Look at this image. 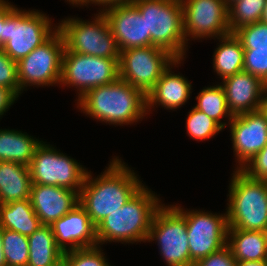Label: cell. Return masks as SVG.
<instances>
[{
  "label": "cell",
  "instance_id": "f546056e",
  "mask_svg": "<svg viewBox=\"0 0 267 266\" xmlns=\"http://www.w3.org/2000/svg\"><path fill=\"white\" fill-rule=\"evenodd\" d=\"M3 252L7 266H27L29 241L27 236L3 229Z\"/></svg>",
  "mask_w": 267,
  "mask_h": 266
},
{
  "label": "cell",
  "instance_id": "ee69618b",
  "mask_svg": "<svg viewBox=\"0 0 267 266\" xmlns=\"http://www.w3.org/2000/svg\"><path fill=\"white\" fill-rule=\"evenodd\" d=\"M260 21L267 24V1H266L265 6H264L262 18Z\"/></svg>",
  "mask_w": 267,
  "mask_h": 266
},
{
  "label": "cell",
  "instance_id": "e575fe53",
  "mask_svg": "<svg viewBox=\"0 0 267 266\" xmlns=\"http://www.w3.org/2000/svg\"><path fill=\"white\" fill-rule=\"evenodd\" d=\"M240 170L252 179L267 181V143Z\"/></svg>",
  "mask_w": 267,
  "mask_h": 266
},
{
  "label": "cell",
  "instance_id": "6da1fadb",
  "mask_svg": "<svg viewBox=\"0 0 267 266\" xmlns=\"http://www.w3.org/2000/svg\"><path fill=\"white\" fill-rule=\"evenodd\" d=\"M119 156H112L108 167L97 177L89 170L79 193V204L95 226L107 215L123 207L145 184L137 172Z\"/></svg>",
  "mask_w": 267,
  "mask_h": 266
},
{
  "label": "cell",
  "instance_id": "5bb4252c",
  "mask_svg": "<svg viewBox=\"0 0 267 266\" xmlns=\"http://www.w3.org/2000/svg\"><path fill=\"white\" fill-rule=\"evenodd\" d=\"M183 32L190 39L216 40L230 34L225 0H181Z\"/></svg>",
  "mask_w": 267,
  "mask_h": 266
},
{
  "label": "cell",
  "instance_id": "bcb514c9",
  "mask_svg": "<svg viewBox=\"0 0 267 266\" xmlns=\"http://www.w3.org/2000/svg\"><path fill=\"white\" fill-rule=\"evenodd\" d=\"M237 0H225L226 5L229 7L232 3H234Z\"/></svg>",
  "mask_w": 267,
  "mask_h": 266
},
{
  "label": "cell",
  "instance_id": "ab89813d",
  "mask_svg": "<svg viewBox=\"0 0 267 266\" xmlns=\"http://www.w3.org/2000/svg\"><path fill=\"white\" fill-rule=\"evenodd\" d=\"M236 266H267V260L241 261V262H236Z\"/></svg>",
  "mask_w": 267,
  "mask_h": 266
},
{
  "label": "cell",
  "instance_id": "f1b7e54d",
  "mask_svg": "<svg viewBox=\"0 0 267 266\" xmlns=\"http://www.w3.org/2000/svg\"><path fill=\"white\" fill-rule=\"evenodd\" d=\"M186 133L195 141H208L224 129L204 112L193 107L187 114Z\"/></svg>",
  "mask_w": 267,
  "mask_h": 266
},
{
  "label": "cell",
  "instance_id": "9c48e42d",
  "mask_svg": "<svg viewBox=\"0 0 267 266\" xmlns=\"http://www.w3.org/2000/svg\"><path fill=\"white\" fill-rule=\"evenodd\" d=\"M64 37L57 29L44 43L17 62L20 90L60 85Z\"/></svg>",
  "mask_w": 267,
  "mask_h": 266
},
{
  "label": "cell",
  "instance_id": "4fadbf2b",
  "mask_svg": "<svg viewBox=\"0 0 267 266\" xmlns=\"http://www.w3.org/2000/svg\"><path fill=\"white\" fill-rule=\"evenodd\" d=\"M175 60L168 51L156 46L123 50L119 57V78L147 95Z\"/></svg>",
  "mask_w": 267,
  "mask_h": 266
},
{
  "label": "cell",
  "instance_id": "f35d334b",
  "mask_svg": "<svg viewBox=\"0 0 267 266\" xmlns=\"http://www.w3.org/2000/svg\"><path fill=\"white\" fill-rule=\"evenodd\" d=\"M131 1L132 0H86V7H90L91 5H97L98 7H100L99 10L101 11L103 8L108 7L110 5L128 3Z\"/></svg>",
  "mask_w": 267,
  "mask_h": 266
},
{
  "label": "cell",
  "instance_id": "5b68a950",
  "mask_svg": "<svg viewBox=\"0 0 267 266\" xmlns=\"http://www.w3.org/2000/svg\"><path fill=\"white\" fill-rule=\"evenodd\" d=\"M145 18L146 35L151 46L168 51L176 59H185L188 45L183 32L181 0H132Z\"/></svg>",
  "mask_w": 267,
  "mask_h": 266
},
{
  "label": "cell",
  "instance_id": "83f0119b",
  "mask_svg": "<svg viewBox=\"0 0 267 266\" xmlns=\"http://www.w3.org/2000/svg\"><path fill=\"white\" fill-rule=\"evenodd\" d=\"M267 0H237L228 7L230 33L239 28L259 22Z\"/></svg>",
  "mask_w": 267,
  "mask_h": 266
},
{
  "label": "cell",
  "instance_id": "ac0fdd59",
  "mask_svg": "<svg viewBox=\"0 0 267 266\" xmlns=\"http://www.w3.org/2000/svg\"><path fill=\"white\" fill-rule=\"evenodd\" d=\"M185 59H176L163 72L160 79L156 82L153 89L146 95L147 114H152L155 107H163L165 110L177 111L187 103L192 94V82L181 75L180 72L174 73L172 69L183 64ZM152 110V111H151ZM151 111V112H150Z\"/></svg>",
  "mask_w": 267,
  "mask_h": 266
},
{
  "label": "cell",
  "instance_id": "8d00e7d4",
  "mask_svg": "<svg viewBox=\"0 0 267 266\" xmlns=\"http://www.w3.org/2000/svg\"><path fill=\"white\" fill-rule=\"evenodd\" d=\"M20 96L7 87L0 86V119L10 110V107L16 103Z\"/></svg>",
  "mask_w": 267,
  "mask_h": 266
},
{
  "label": "cell",
  "instance_id": "4dcf8cb0",
  "mask_svg": "<svg viewBox=\"0 0 267 266\" xmlns=\"http://www.w3.org/2000/svg\"><path fill=\"white\" fill-rule=\"evenodd\" d=\"M101 246L82 248L63 253L67 266H113L105 256Z\"/></svg>",
  "mask_w": 267,
  "mask_h": 266
},
{
  "label": "cell",
  "instance_id": "1f68e13d",
  "mask_svg": "<svg viewBox=\"0 0 267 266\" xmlns=\"http://www.w3.org/2000/svg\"><path fill=\"white\" fill-rule=\"evenodd\" d=\"M244 49H267V24L261 21L243 26L234 32Z\"/></svg>",
  "mask_w": 267,
  "mask_h": 266
},
{
  "label": "cell",
  "instance_id": "ffe728a7",
  "mask_svg": "<svg viewBox=\"0 0 267 266\" xmlns=\"http://www.w3.org/2000/svg\"><path fill=\"white\" fill-rule=\"evenodd\" d=\"M30 201L40 223L50 226L79 204V193L59 186L32 184Z\"/></svg>",
  "mask_w": 267,
  "mask_h": 266
},
{
  "label": "cell",
  "instance_id": "d590c367",
  "mask_svg": "<svg viewBox=\"0 0 267 266\" xmlns=\"http://www.w3.org/2000/svg\"><path fill=\"white\" fill-rule=\"evenodd\" d=\"M236 260L226 245L221 250L198 260L194 266H236Z\"/></svg>",
  "mask_w": 267,
  "mask_h": 266
},
{
  "label": "cell",
  "instance_id": "44dd1931",
  "mask_svg": "<svg viewBox=\"0 0 267 266\" xmlns=\"http://www.w3.org/2000/svg\"><path fill=\"white\" fill-rule=\"evenodd\" d=\"M31 185L29 166L0 161V204L30 199Z\"/></svg>",
  "mask_w": 267,
  "mask_h": 266
},
{
  "label": "cell",
  "instance_id": "b9f144b4",
  "mask_svg": "<svg viewBox=\"0 0 267 266\" xmlns=\"http://www.w3.org/2000/svg\"><path fill=\"white\" fill-rule=\"evenodd\" d=\"M68 4H72L73 7H85L86 6V0H65Z\"/></svg>",
  "mask_w": 267,
  "mask_h": 266
},
{
  "label": "cell",
  "instance_id": "3957f363",
  "mask_svg": "<svg viewBox=\"0 0 267 266\" xmlns=\"http://www.w3.org/2000/svg\"><path fill=\"white\" fill-rule=\"evenodd\" d=\"M160 196L144 185L123 207L107 215L96 226L98 246L107 243H146Z\"/></svg>",
  "mask_w": 267,
  "mask_h": 266
},
{
  "label": "cell",
  "instance_id": "7dc6e473",
  "mask_svg": "<svg viewBox=\"0 0 267 266\" xmlns=\"http://www.w3.org/2000/svg\"><path fill=\"white\" fill-rule=\"evenodd\" d=\"M264 233H265V236H266V239H267V225H266V228L264 230Z\"/></svg>",
  "mask_w": 267,
  "mask_h": 266
},
{
  "label": "cell",
  "instance_id": "ba28073f",
  "mask_svg": "<svg viewBox=\"0 0 267 266\" xmlns=\"http://www.w3.org/2000/svg\"><path fill=\"white\" fill-rule=\"evenodd\" d=\"M87 169L46 141L36 148L29 165L32 184L59 186L78 193Z\"/></svg>",
  "mask_w": 267,
  "mask_h": 266
},
{
  "label": "cell",
  "instance_id": "484cf974",
  "mask_svg": "<svg viewBox=\"0 0 267 266\" xmlns=\"http://www.w3.org/2000/svg\"><path fill=\"white\" fill-rule=\"evenodd\" d=\"M29 258L27 266H54L63 257V251L57 246L51 226L42 225L27 237Z\"/></svg>",
  "mask_w": 267,
  "mask_h": 266
},
{
  "label": "cell",
  "instance_id": "7a4b0ae2",
  "mask_svg": "<svg viewBox=\"0 0 267 266\" xmlns=\"http://www.w3.org/2000/svg\"><path fill=\"white\" fill-rule=\"evenodd\" d=\"M76 107L87 117L115 127L148 118L146 95L121 78L90 89L76 101Z\"/></svg>",
  "mask_w": 267,
  "mask_h": 266
},
{
  "label": "cell",
  "instance_id": "d6986e66",
  "mask_svg": "<svg viewBox=\"0 0 267 266\" xmlns=\"http://www.w3.org/2000/svg\"><path fill=\"white\" fill-rule=\"evenodd\" d=\"M225 91L227 106L232 115L261 108L267 84L249 72L241 71L219 82Z\"/></svg>",
  "mask_w": 267,
  "mask_h": 266
},
{
  "label": "cell",
  "instance_id": "8fae6325",
  "mask_svg": "<svg viewBox=\"0 0 267 266\" xmlns=\"http://www.w3.org/2000/svg\"><path fill=\"white\" fill-rule=\"evenodd\" d=\"M153 241L167 266H190L186 219L171 204L163 203L153 217L146 242Z\"/></svg>",
  "mask_w": 267,
  "mask_h": 266
},
{
  "label": "cell",
  "instance_id": "74e56055",
  "mask_svg": "<svg viewBox=\"0 0 267 266\" xmlns=\"http://www.w3.org/2000/svg\"><path fill=\"white\" fill-rule=\"evenodd\" d=\"M9 0H0V49L4 46V20L16 8Z\"/></svg>",
  "mask_w": 267,
  "mask_h": 266
},
{
  "label": "cell",
  "instance_id": "7c38bea8",
  "mask_svg": "<svg viewBox=\"0 0 267 266\" xmlns=\"http://www.w3.org/2000/svg\"><path fill=\"white\" fill-rule=\"evenodd\" d=\"M185 219L189 239L190 266L221 250L227 245V213H213L202 209H185L178 203L171 204Z\"/></svg>",
  "mask_w": 267,
  "mask_h": 266
},
{
  "label": "cell",
  "instance_id": "60d3db41",
  "mask_svg": "<svg viewBox=\"0 0 267 266\" xmlns=\"http://www.w3.org/2000/svg\"><path fill=\"white\" fill-rule=\"evenodd\" d=\"M0 266H7L5 255L3 252V229L0 227Z\"/></svg>",
  "mask_w": 267,
  "mask_h": 266
},
{
  "label": "cell",
  "instance_id": "7402d4cb",
  "mask_svg": "<svg viewBox=\"0 0 267 266\" xmlns=\"http://www.w3.org/2000/svg\"><path fill=\"white\" fill-rule=\"evenodd\" d=\"M42 141L22 130L0 129V161L29 166Z\"/></svg>",
  "mask_w": 267,
  "mask_h": 266
},
{
  "label": "cell",
  "instance_id": "4316f807",
  "mask_svg": "<svg viewBox=\"0 0 267 266\" xmlns=\"http://www.w3.org/2000/svg\"><path fill=\"white\" fill-rule=\"evenodd\" d=\"M217 83L216 85L203 87L199 91L195 97L197 104L194 107L204 112L224 129L229 125L233 115L228 109L225 91L221 84ZM224 118L227 120H223Z\"/></svg>",
  "mask_w": 267,
  "mask_h": 266
},
{
  "label": "cell",
  "instance_id": "9a60e30c",
  "mask_svg": "<svg viewBox=\"0 0 267 266\" xmlns=\"http://www.w3.org/2000/svg\"><path fill=\"white\" fill-rule=\"evenodd\" d=\"M229 130L236 159L235 170H240L267 143V118L260 109L234 115Z\"/></svg>",
  "mask_w": 267,
  "mask_h": 266
},
{
  "label": "cell",
  "instance_id": "603a6c76",
  "mask_svg": "<svg viewBox=\"0 0 267 266\" xmlns=\"http://www.w3.org/2000/svg\"><path fill=\"white\" fill-rule=\"evenodd\" d=\"M227 246L237 262L267 260L264 231L228 229Z\"/></svg>",
  "mask_w": 267,
  "mask_h": 266
},
{
  "label": "cell",
  "instance_id": "7bdbcfd3",
  "mask_svg": "<svg viewBox=\"0 0 267 266\" xmlns=\"http://www.w3.org/2000/svg\"><path fill=\"white\" fill-rule=\"evenodd\" d=\"M260 110L265 114V116L267 118V89H266L265 95L262 99Z\"/></svg>",
  "mask_w": 267,
  "mask_h": 266
},
{
  "label": "cell",
  "instance_id": "d4e9b609",
  "mask_svg": "<svg viewBox=\"0 0 267 266\" xmlns=\"http://www.w3.org/2000/svg\"><path fill=\"white\" fill-rule=\"evenodd\" d=\"M42 224L32 208L30 199L0 204V227L30 236Z\"/></svg>",
  "mask_w": 267,
  "mask_h": 266
},
{
  "label": "cell",
  "instance_id": "836d02e7",
  "mask_svg": "<svg viewBox=\"0 0 267 266\" xmlns=\"http://www.w3.org/2000/svg\"><path fill=\"white\" fill-rule=\"evenodd\" d=\"M0 86L13 90L18 96L23 93L17 78V62L0 49Z\"/></svg>",
  "mask_w": 267,
  "mask_h": 266
},
{
  "label": "cell",
  "instance_id": "30bf717a",
  "mask_svg": "<svg viewBox=\"0 0 267 266\" xmlns=\"http://www.w3.org/2000/svg\"><path fill=\"white\" fill-rule=\"evenodd\" d=\"M119 78V58H103L70 52L66 47L62 56L60 86L74 87L78 97L94 87L108 85Z\"/></svg>",
  "mask_w": 267,
  "mask_h": 266
},
{
  "label": "cell",
  "instance_id": "52a82bcc",
  "mask_svg": "<svg viewBox=\"0 0 267 266\" xmlns=\"http://www.w3.org/2000/svg\"><path fill=\"white\" fill-rule=\"evenodd\" d=\"M83 20L80 17H66L58 23L65 47L70 52L103 58H119L120 50L102 11Z\"/></svg>",
  "mask_w": 267,
  "mask_h": 266
},
{
  "label": "cell",
  "instance_id": "277c9868",
  "mask_svg": "<svg viewBox=\"0 0 267 266\" xmlns=\"http://www.w3.org/2000/svg\"><path fill=\"white\" fill-rule=\"evenodd\" d=\"M227 194L228 229L264 231L267 225V181L231 174Z\"/></svg>",
  "mask_w": 267,
  "mask_h": 266
},
{
  "label": "cell",
  "instance_id": "2e32d148",
  "mask_svg": "<svg viewBox=\"0 0 267 266\" xmlns=\"http://www.w3.org/2000/svg\"><path fill=\"white\" fill-rule=\"evenodd\" d=\"M101 11L120 51L151 46V35H146L145 18L132 2L110 5Z\"/></svg>",
  "mask_w": 267,
  "mask_h": 266
},
{
  "label": "cell",
  "instance_id": "d6a6232c",
  "mask_svg": "<svg viewBox=\"0 0 267 266\" xmlns=\"http://www.w3.org/2000/svg\"><path fill=\"white\" fill-rule=\"evenodd\" d=\"M243 71L261 78L267 84V49H244Z\"/></svg>",
  "mask_w": 267,
  "mask_h": 266
},
{
  "label": "cell",
  "instance_id": "cb8c5ba5",
  "mask_svg": "<svg viewBox=\"0 0 267 266\" xmlns=\"http://www.w3.org/2000/svg\"><path fill=\"white\" fill-rule=\"evenodd\" d=\"M217 40L219 41V45L217 44L213 52L212 65L213 72L222 81L227 77L243 71L244 48L234 33L219 37Z\"/></svg>",
  "mask_w": 267,
  "mask_h": 266
},
{
  "label": "cell",
  "instance_id": "e0dca14e",
  "mask_svg": "<svg viewBox=\"0 0 267 266\" xmlns=\"http://www.w3.org/2000/svg\"><path fill=\"white\" fill-rule=\"evenodd\" d=\"M50 226L63 252L98 246L96 226L80 204Z\"/></svg>",
  "mask_w": 267,
  "mask_h": 266
},
{
  "label": "cell",
  "instance_id": "8992f818",
  "mask_svg": "<svg viewBox=\"0 0 267 266\" xmlns=\"http://www.w3.org/2000/svg\"><path fill=\"white\" fill-rule=\"evenodd\" d=\"M52 22L54 20L43 11L16 7L4 20L2 50L19 62L58 29V23Z\"/></svg>",
  "mask_w": 267,
  "mask_h": 266
},
{
  "label": "cell",
  "instance_id": "f6af8a7d",
  "mask_svg": "<svg viewBox=\"0 0 267 266\" xmlns=\"http://www.w3.org/2000/svg\"><path fill=\"white\" fill-rule=\"evenodd\" d=\"M54 266H67L66 262L61 259L57 264H55Z\"/></svg>",
  "mask_w": 267,
  "mask_h": 266
}]
</instances>
